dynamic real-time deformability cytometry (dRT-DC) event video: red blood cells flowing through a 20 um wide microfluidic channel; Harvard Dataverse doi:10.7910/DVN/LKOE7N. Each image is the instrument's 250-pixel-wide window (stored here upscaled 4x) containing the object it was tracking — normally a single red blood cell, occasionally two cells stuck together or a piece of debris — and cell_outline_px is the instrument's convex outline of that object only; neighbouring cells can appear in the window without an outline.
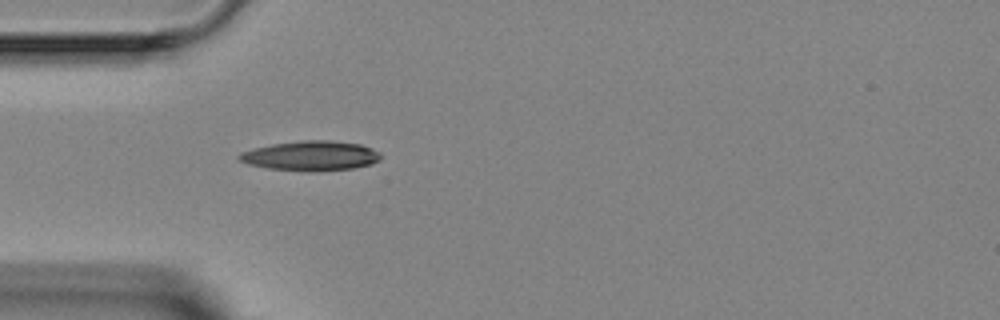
{"species": "Egyptian fruit bat (a non-hibernating species)", "species_latin": "Rousettus aegyptiacus", "temperature_condition": "room temperature", "stored_images_in_passage": 4, "camera_frame_rate_fps": 3000, "um_per_image_px": 0.085, "animal": {"sex": "female"}, "frame": {"image": 1, "passage_image": 4, "time_ms": 3.667, "image_size_px": [1000, 320], "cell_outline_px": [[380, 160], [372, 164], [352, 168], [308, 172], [268, 168], [248, 164], [240, 160], [236, 156], [240, 152], [272, 144], [300, 140], [328, 140], [360, 144], [372, 148], [380, 152]], "centroid_in_image_um": [26.42, 13.24], "position_along_channel_um": 58.6, "area_um2": 24.57}}